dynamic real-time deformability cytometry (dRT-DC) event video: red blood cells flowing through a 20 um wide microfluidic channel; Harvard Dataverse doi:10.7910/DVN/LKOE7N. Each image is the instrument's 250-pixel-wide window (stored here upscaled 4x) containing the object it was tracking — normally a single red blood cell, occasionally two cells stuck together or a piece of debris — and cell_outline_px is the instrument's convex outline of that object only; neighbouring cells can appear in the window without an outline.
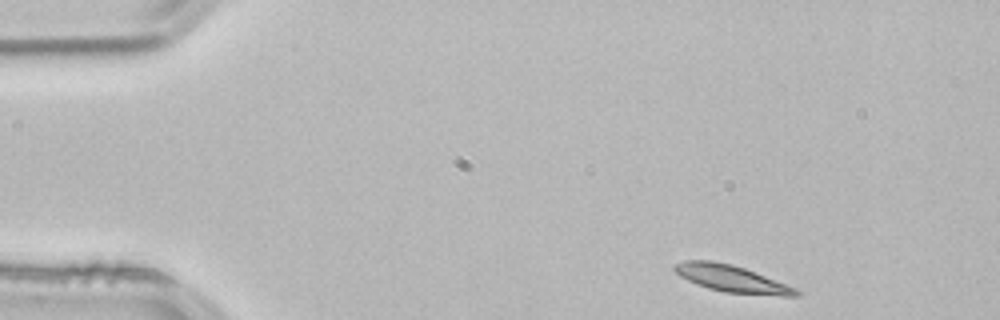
{"species": "common noctule bat (a hibernating species)", "species_latin": "Nyctalus noctula", "temperature_condition": "room temperature", "stored_images_in_passage": 47, "camera_frame_rate_fps": 3000, "um_per_image_px": 0.085, "animal": {"sex": "male", "body_mass_g": 21.5, "forearm_length_mm": 52.0}, "frame": {"image": 1, "passage_image": 1, "time_ms": 0.0, "image_size_px": [1000, 320], "cell_outline_px": [[800, 296], [780, 296], [724, 292], [708, 288], [696, 284], [680, 276], [672, 268], [672, 264], [684, 260], [712, 260], [732, 264], [744, 268], [796, 288], [800, 292]], "centroid_in_image_um": [62.15, 23.68], "position_along_channel_um": 22.8, "area_um2": 19.07}}
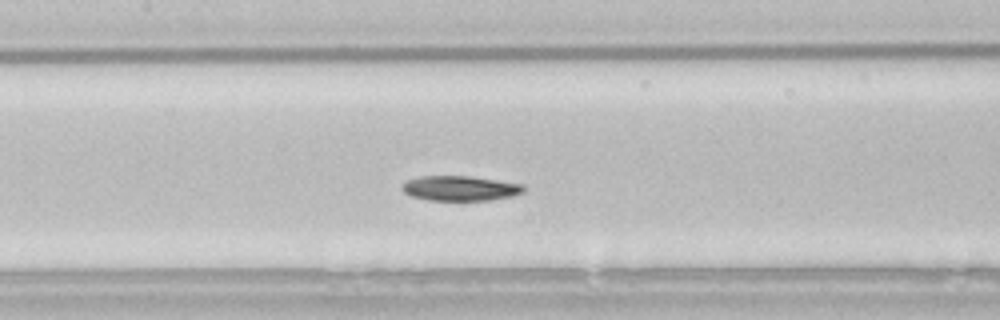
{"frame": {"image": 2, "passage_image": 19, "time_ms": 6.0, "image_size_px": [1000, 320], "cell_outline_px": [[524, 192], [512, 196], [488, 200], [428, 200], [412, 196], [404, 192], [400, 188], [408, 180], [420, 176], [472, 176], [524, 184]], "centroid_in_image_um": [39.13, 16.0], "position_along_channel_um": 168.3, "area_um2": 17.63}}
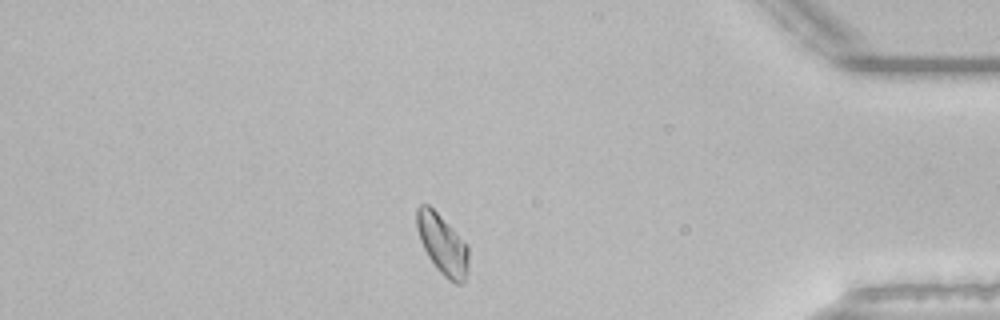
{"frame": {"image": 3, "passage_image": 40, "time_ms": 13.0, "image_size_px": [1000, 320], "cell_outline_px": [[468, 272], [464, 284], [456, 284], [448, 280], [436, 268], [428, 256], [420, 240], [416, 228], [416, 208], [420, 204], [428, 204], [468, 244]], "centroid_in_image_um": [37.62, 20.8], "position_along_channel_um": 397.6, "area_um2": 18.26}, "authors_computed_cell_mechanics": {"area_um2": 18.0336, "velocity_mm_per_s": 3.8, "shape_relaxation_time_tau1_ms": 6.2632, "shape_relaxation_time_tau2_ms": null, "deformation_change_tau1": 0.1547, "deformation_change_tau2": null}}